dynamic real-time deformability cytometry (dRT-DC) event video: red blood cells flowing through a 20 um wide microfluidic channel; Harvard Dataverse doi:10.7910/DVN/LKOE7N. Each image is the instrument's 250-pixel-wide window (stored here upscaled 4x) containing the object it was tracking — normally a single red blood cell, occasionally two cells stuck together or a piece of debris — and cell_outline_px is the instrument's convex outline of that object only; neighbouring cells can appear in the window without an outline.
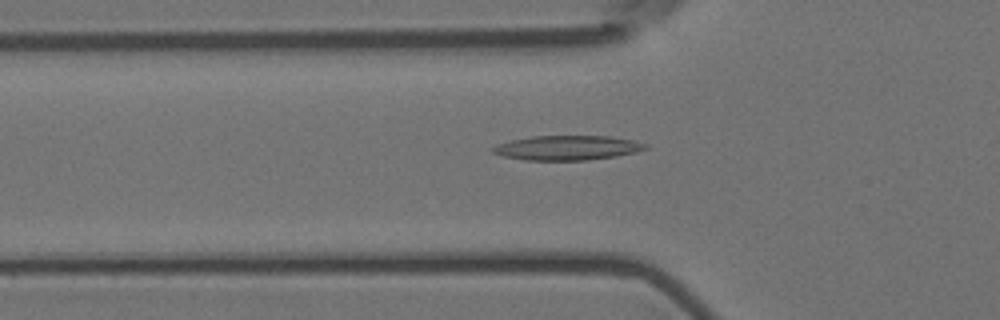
{"species": "Egyptian fruit bat (a non-hibernating species)", "species_latin": "Rousettus aegyptiacus", "temperature_condition": "room temperature", "stored_images_in_passage": 42, "camera_frame_rate_fps": 3000, "um_per_image_px": 0.085, "animal": {"sex": "female"}, "frame": {"image": 1, "passage_image": 17, "time_ms": 5.333, "image_size_px": [1000, 320], "cell_outline_px": [[648, 148], [636, 152], [616, 156], [588, 160], [524, 160], [504, 156], [492, 152], [488, 148], [496, 144], [512, 140], [532, 136], [612, 136], [636, 140], [648, 144]], "centroid_in_image_um": [48.23, 12.56], "position_along_channel_um": 77.6, "area_um2": 22.08}}
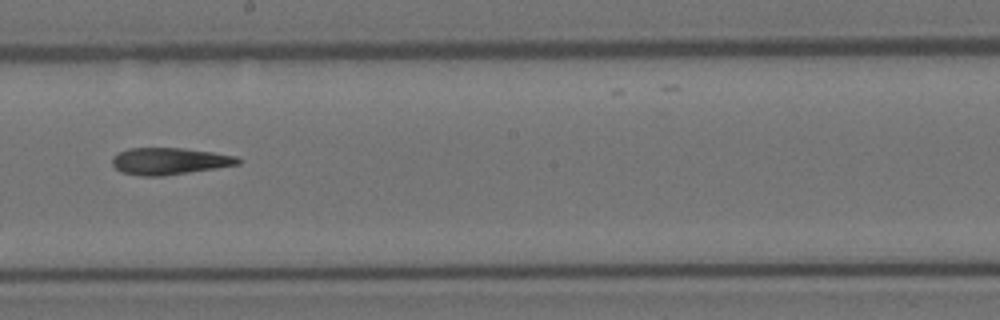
{"frame": {"image": 2, "passage_image": 30, "time_ms": 9.667, "image_size_px": [1000, 320], "cell_outline_px": [[240, 164], [188, 172], [160, 176], [140, 176], [120, 172], [112, 164], [112, 156], [128, 148], [184, 148], [212, 152], [236, 156], [240, 160]], "centroid_in_image_um": [14.36, 13.69], "position_along_channel_um": 233.8, "area_um2": 19.54}}
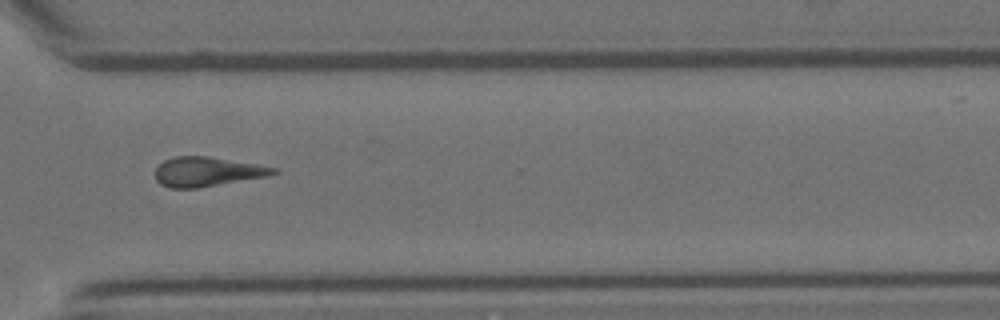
{"frame": {"image": 3, "passage_image": 40, "time_ms": 13.0, "image_size_px": [1000, 320], "cell_outline_px": [[280, 172], [268, 176], [200, 188], [168, 188], [160, 184], [156, 180], [156, 168], [164, 160], [176, 156], [208, 156], [256, 164], [276, 168]], "centroid_in_image_um": [17.6, 14.6], "position_along_channel_um": 353.0, "area_um2": 20.35}}